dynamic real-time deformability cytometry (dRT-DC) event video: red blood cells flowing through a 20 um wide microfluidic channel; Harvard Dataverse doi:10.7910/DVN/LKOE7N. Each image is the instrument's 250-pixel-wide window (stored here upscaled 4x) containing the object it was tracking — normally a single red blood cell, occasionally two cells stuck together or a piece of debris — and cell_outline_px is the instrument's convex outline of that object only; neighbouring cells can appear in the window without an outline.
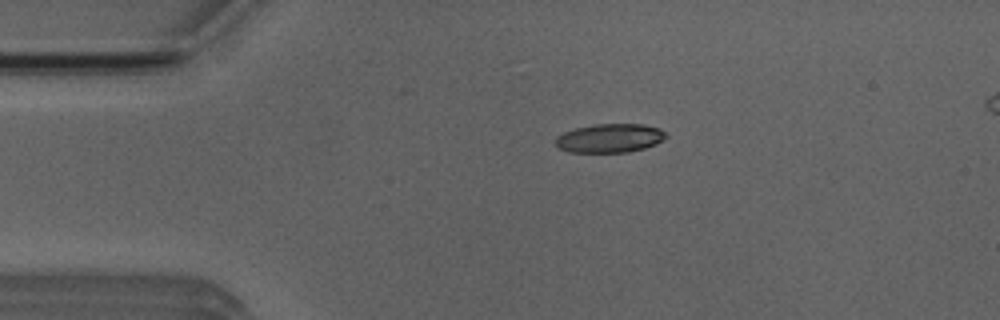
{"species": "Egyptian fruit bat (a non-hibernating species)", "species_latin": "Rousettus aegyptiacus", "temperature_condition": "room temperature", "stored_images_in_passage": 2, "camera_frame_rate_fps": 3000, "um_per_image_px": 0.085, "animal": {"sex": "male"}, "frame": {"image": 1, "passage_image": 1, "time_ms": 0.0, "image_size_px": [1000, 320], "cell_outline_px": [[668, 136], [656, 144], [644, 148], [628, 152], [568, 152], [556, 148], [556, 136], [564, 132], [576, 128], [596, 124], [644, 124], [660, 128]], "centroid_in_image_um": [51.82, 11.74], "position_along_channel_um": 33.2, "area_um2": 18.61}}